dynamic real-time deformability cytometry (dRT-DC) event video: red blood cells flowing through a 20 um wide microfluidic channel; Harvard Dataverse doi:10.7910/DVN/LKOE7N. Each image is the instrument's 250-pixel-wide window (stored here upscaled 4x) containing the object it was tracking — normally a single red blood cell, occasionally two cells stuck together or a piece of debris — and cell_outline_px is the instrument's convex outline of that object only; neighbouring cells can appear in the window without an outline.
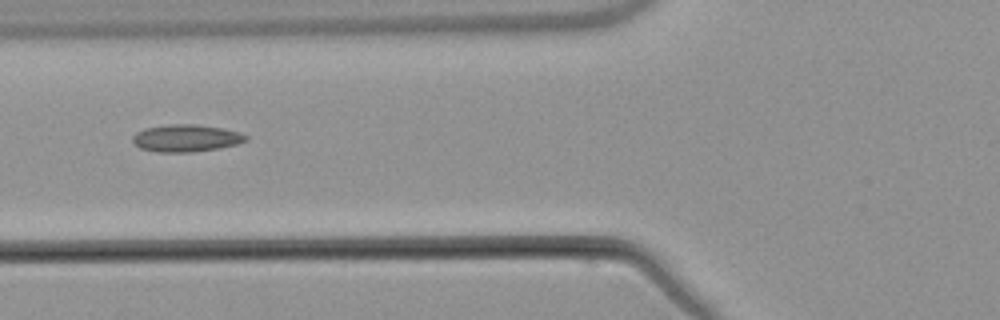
{"species": "common noctule bat (a hibernating species)", "species_latin": "Nyctalus noctula", "temperature_condition": "warm", "stored_images_in_passage": 8, "camera_frame_rate_fps": 3000, "um_per_image_px": 0.085, "animal": {"sex": "male", "body_mass_g": 21.5, "forearm_length_mm": 52.0}, "frame": {"image": 1, "passage_image": 6, "time_ms": 6.0, "image_size_px": [1000, 320], "cell_outline_px": [[248, 140], [236, 144], [216, 148], [192, 152], [156, 152], [140, 148], [132, 140], [132, 136], [136, 132], [144, 128], [172, 124], [196, 124], [220, 128], [240, 132], [248, 136]], "centroid_in_image_um": [15.8, 11.74], "position_along_channel_um": 110.0, "area_um2": 17.86}}
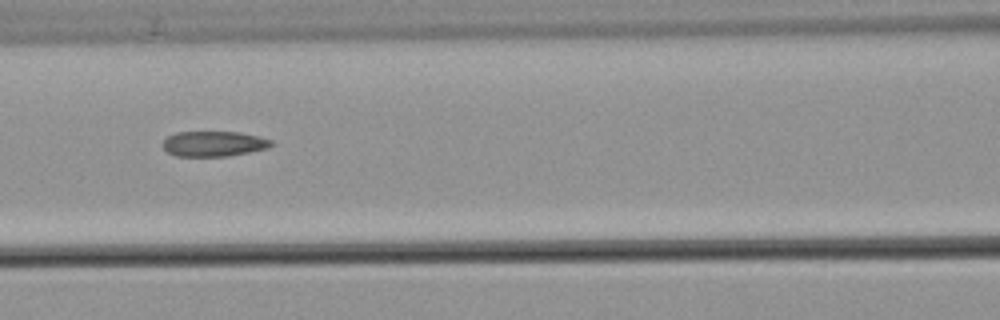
{"frame": {"image": 2, "passage_image": 7, "time_ms": 7.0, "image_size_px": [1000, 320], "cell_outline_px": [[272, 144], [268, 148], [228, 156], [176, 156], [168, 152], [160, 144], [168, 136], [176, 132], [240, 132], [260, 136], [272, 140]], "centroid_in_image_um": [18.16, 12.21], "position_along_channel_um": 148.4, "area_um2": 16.01}}